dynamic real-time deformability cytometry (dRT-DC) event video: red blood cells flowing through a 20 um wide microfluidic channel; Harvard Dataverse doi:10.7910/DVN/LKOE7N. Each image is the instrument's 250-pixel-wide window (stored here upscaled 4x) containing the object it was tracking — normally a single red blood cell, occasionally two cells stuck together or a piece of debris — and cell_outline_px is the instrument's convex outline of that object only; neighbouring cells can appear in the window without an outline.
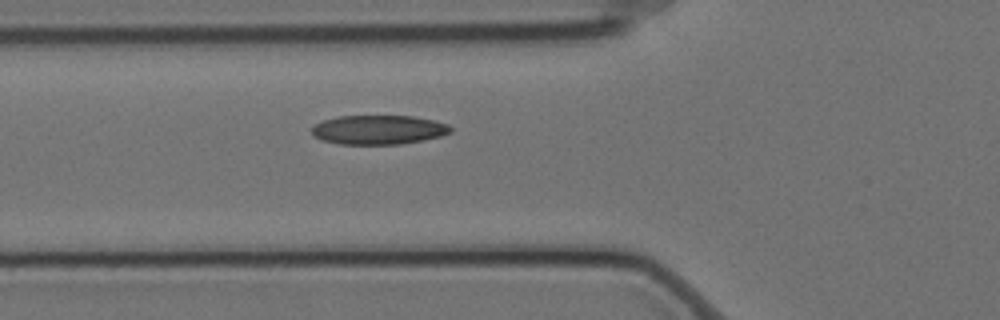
{"species": "Egyptian fruit bat (a non-hibernating species)", "species_latin": "Rousettus aegyptiacus", "temperature_condition": "cold", "stored_images_in_passage": 5, "camera_frame_rate_fps": 3000, "um_per_image_px": 0.085, "animal": {"sex": "female"}, "frame": {"image": 1, "passage_image": 5, "time_ms": 1.333, "image_size_px": [1000, 320], "cell_outline_px": [[452, 132], [440, 136], [424, 140], [400, 144], [340, 144], [320, 140], [312, 136], [312, 128], [316, 124], [324, 120], [336, 116], [412, 116], [432, 120], [448, 124], [452, 128]], "centroid_in_image_um": [32.16, 11.03], "position_along_channel_um": 93.6, "area_um2": 23.7}}